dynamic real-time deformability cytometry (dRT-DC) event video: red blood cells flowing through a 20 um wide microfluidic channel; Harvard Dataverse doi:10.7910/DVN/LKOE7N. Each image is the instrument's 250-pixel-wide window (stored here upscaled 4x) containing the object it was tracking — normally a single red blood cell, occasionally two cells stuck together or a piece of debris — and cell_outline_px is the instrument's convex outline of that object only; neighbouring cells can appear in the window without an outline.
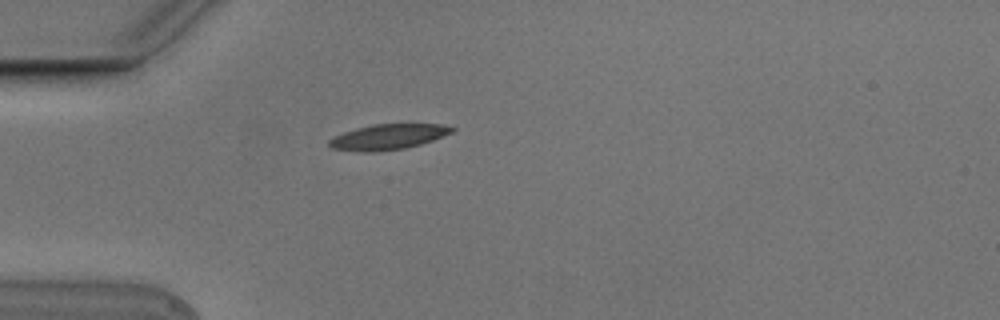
{"species": "Egyptian fruit bat (a non-hibernating species)", "species_latin": "Rousettus aegyptiacus", "temperature_condition": "cold", "stored_images_in_passage": 1, "camera_frame_rate_fps": 3000, "um_per_image_px": 0.085, "animal": {"sex": "male"}, "frame": {"image": 1, "passage_image": 1, "time_ms": 0.0, "image_size_px": [1000, 320], "cell_outline_px": [[456, 128], [452, 132], [432, 140], [420, 144], [404, 148], [376, 152], [360, 152], [332, 148], [328, 144], [328, 140], [344, 132], [356, 128], [372, 124], [440, 124]], "centroid_in_image_um": [32.96, 11.63], "position_along_channel_um": 52.0, "area_um2": 18.03}}